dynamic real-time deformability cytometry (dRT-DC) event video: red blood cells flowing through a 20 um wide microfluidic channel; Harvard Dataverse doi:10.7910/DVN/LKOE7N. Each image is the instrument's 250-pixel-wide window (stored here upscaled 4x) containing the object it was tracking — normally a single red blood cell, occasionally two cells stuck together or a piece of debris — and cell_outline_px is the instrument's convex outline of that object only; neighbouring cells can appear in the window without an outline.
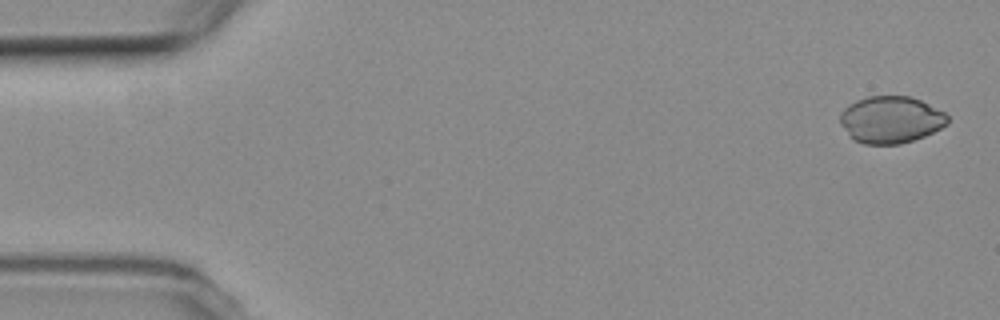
{"species": "common noctule bat (a hibernating species)", "species_latin": "Nyctalus noctula", "temperature_condition": "room temperature", "stored_images_in_passage": 4, "camera_frame_rate_fps": 3000, "um_per_image_px": 0.085, "animal": {"sex": "female", "body_mass_g": 19.3, "forearm_length_mm": 54.1}, "frame": {"image": 1, "passage_image": 1, "time_ms": 0.0, "image_size_px": [1000, 320], "cell_outline_px": [[948, 124], [924, 136], [900, 144], [864, 144], [852, 140], [848, 136], [840, 124], [840, 112], [848, 104], [856, 100], [868, 96], [908, 96], [920, 100], [944, 112], [948, 116]], "centroid_in_image_um": [75.67, 10.17], "position_along_channel_um": 9.3, "area_um2": 29.54}}